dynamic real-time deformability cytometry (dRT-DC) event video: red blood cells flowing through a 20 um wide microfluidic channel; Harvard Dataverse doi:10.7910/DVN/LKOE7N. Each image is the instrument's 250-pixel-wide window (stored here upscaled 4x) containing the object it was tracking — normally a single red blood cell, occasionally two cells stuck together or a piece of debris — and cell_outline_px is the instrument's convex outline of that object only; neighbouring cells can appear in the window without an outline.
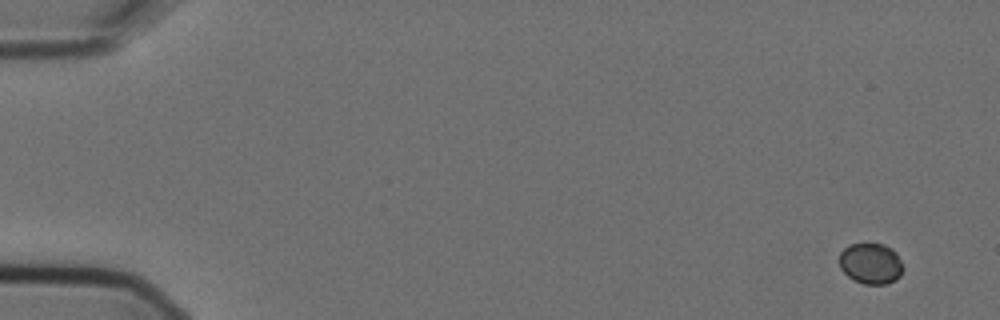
{"species": "Egyptian fruit bat (a non-hibernating species)", "species_latin": "Rousettus aegyptiacus", "temperature_condition": "cold", "stored_images_in_passage": 6, "camera_frame_rate_fps": 3000, "um_per_image_px": 0.085, "animal": {"sex": "female"}, "frame": {"image": 1, "passage_image": 1, "time_ms": 0.0, "image_size_px": [1000, 320], "cell_outline_px": [[904, 268], [900, 276], [896, 280], [888, 284], [864, 284], [852, 280], [840, 268], [840, 252], [848, 244], [884, 244], [892, 248], [896, 252]], "centroid_in_image_um": [74.03, 22.41], "position_along_channel_um": 11.0, "area_um2": 15.37}}
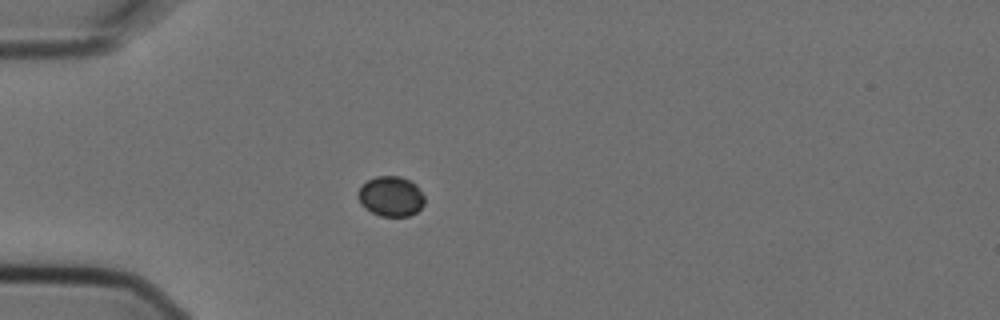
{"frame": {"image": 2, "passage_image": 5, "time_ms": 1.333, "image_size_px": [1000, 320], "cell_outline_px": [[424, 204], [416, 212], [408, 216], [380, 216], [364, 208], [360, 204], [356, 196], [356, 192], [368, 180], [376, 176], [400, 176], [416, 184], [424, 196]], "centroid_in_image_um": [33.2, 16.69], "position_along_channel_um": 51.8, "area_um2": 15.61}}